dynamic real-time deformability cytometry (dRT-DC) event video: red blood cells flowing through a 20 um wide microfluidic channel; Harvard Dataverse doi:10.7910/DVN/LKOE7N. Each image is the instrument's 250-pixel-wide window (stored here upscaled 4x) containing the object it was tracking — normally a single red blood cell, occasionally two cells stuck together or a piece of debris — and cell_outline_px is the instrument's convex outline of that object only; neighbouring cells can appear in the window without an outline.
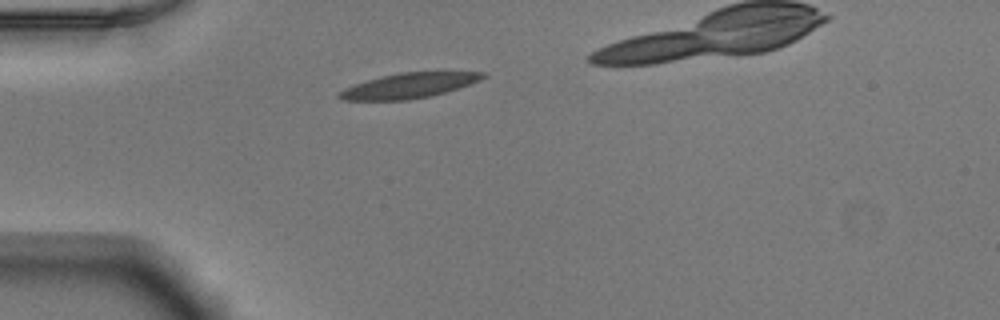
{"species": "Egyptian fruit bat (a non-hibernating species)", "species_latin": "Rousettus aegyptiacus", "temperature_condition": "warm", "stored_images_in_passage": 30, "camera_frame_rate_fps": 3000, "um_per_image_px": 0.085, "animal": {"sex": "male"}, "frame": {"image": 1, "passage_image": 1, "time_ms": 0.0, "image_size_px": [1000, 320], "cell_outline_px": [[488, 76], [480, 80], [444, 92], [428, 96], [408, 100], [344, 100], [336, 96], [344, 88], [380, 76], [400, 72], [484, 72]], "centroid_in_image_um": [34.74, 7.27], "position_along_channel_um": 50.3, "area_um2": 20.63}}
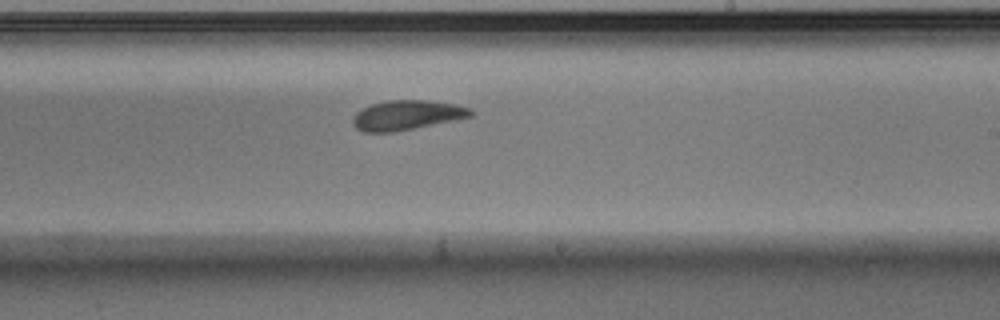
{"frame": {"image": 2, "passage_image": 18, "time_ms": 5.667, "image_size_px": [1000, 320], "cell_outline_px": [[472, 116], [456, 120], [392, 132], [364, 132], [356, 128], [352, 124], [352, 116], [356, 112], [372, 104], [388, 100], [424, 100], [456, 104], [468, 108], [472, 112]], "centroid_in_image_um": [34.55, 9.79], "position_along_channel_um": 254.5, "area_um2": 20.23}}
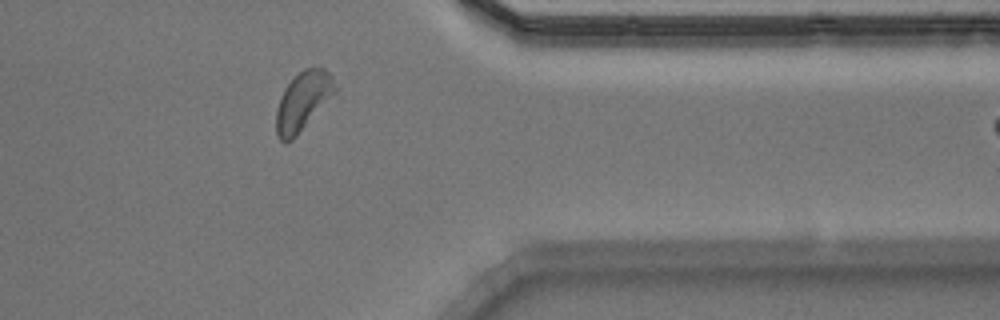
{"frame": {"image": 3, "passage_image": 29, "time_ms": 9.333, "image_size_px": [1000, 320], "cell_outline_px": [[336, 92], [296, 136], [292, 140], [284, 144], [276, 136], [276, 108], [280, 96], [288, 84], [304, 68], [324, 68], [332, 76], [336, 88]], "centroid_in_image_um": [25.72, 8.63], "position_along_channel_um": 385.7, "area_um2": 19.94}}